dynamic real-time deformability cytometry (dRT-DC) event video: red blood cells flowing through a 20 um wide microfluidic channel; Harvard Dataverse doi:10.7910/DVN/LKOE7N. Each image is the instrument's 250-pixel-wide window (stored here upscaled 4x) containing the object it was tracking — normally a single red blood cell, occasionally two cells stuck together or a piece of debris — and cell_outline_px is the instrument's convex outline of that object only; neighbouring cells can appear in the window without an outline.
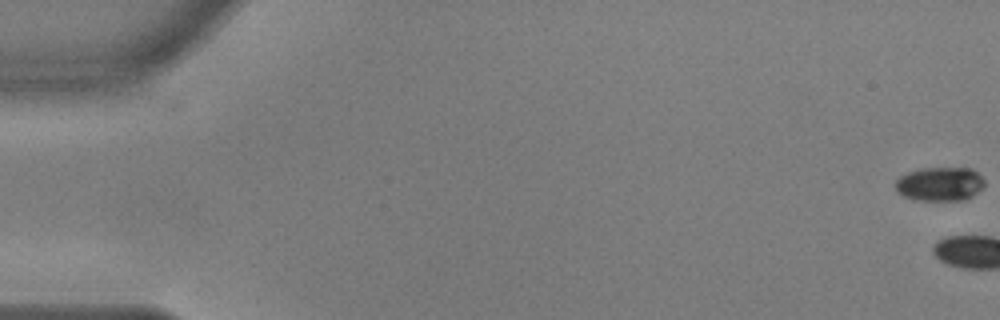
{"species": "common noctule bat (a hibernating species)", "species_latin": "Nyctalus noctula", "temperature_condition": "warm", "stored_images_in_passage": 4, "camera_frame_rate_fps": 3000, "um_per_image_px": 0.085, "animal": {"sex": "male", "body_mass_g": 17.9, "forearm_length_mm": 54.2}, "frame": {"image": 1, "passage_image": 1, "time_ms": 0.0, "image_size_px": [1000, 320], "cell_outline_px": [[984, 188], [972, 196], [964, 200], [916, 200], [904, 196], [896, 192], [896, 180], [900, 176], [908, 172], [924, 168], [972, 168], [984, 180]], "centroid_in_image_um": [79.9, 15.64], "position_along_channel_um": 5.1, "area_um2": 17.63}}